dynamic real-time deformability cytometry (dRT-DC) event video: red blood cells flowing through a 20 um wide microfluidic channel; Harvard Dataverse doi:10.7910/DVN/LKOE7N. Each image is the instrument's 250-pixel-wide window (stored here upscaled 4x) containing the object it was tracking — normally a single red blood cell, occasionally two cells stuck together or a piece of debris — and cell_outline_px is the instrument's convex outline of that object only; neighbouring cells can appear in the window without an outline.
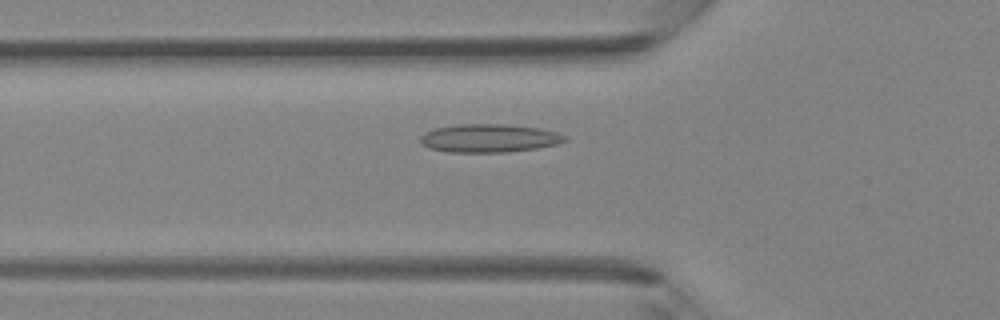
{"species": "Egyptian fruit bat (a non-hibernating species)", "species_latin": "Rousettus aegyptiacus", "temperature_condition": "room temperature", "stored_images_in_passage": 42, "camera_frame_rate_fps": 3000, "um_per_image_px": 0.085, "animal": {"sex": "female"}, "frame": {"image": 1, "passage_image": 14, "time_ms": 4.333, "image_size_px": [1000, 320], "cell_outline_px": [[568, 140], [556, 144], [536, 148], [508, 152], [448, 152], [428, 148], [420, 140], [420, 136], [424, 132], [436, 128], [460, 124], [508, 124], [536, 128], [556, 132], [568, 136]], "centroid_in_image_um": [41.58, 11.75], "position_along_channel_um": 84.2, "area_um2": 23.76}}
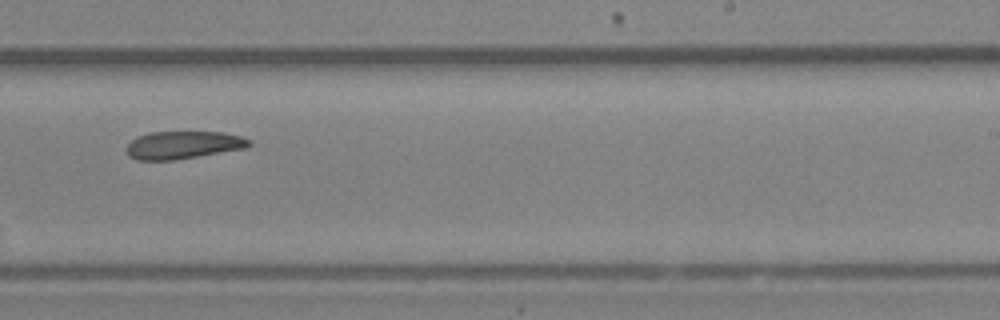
{"frame": {"image": 2, "passage_image": 26, "time_ms": 8.333, "image_size_px": [1000, 320], "cell_outline_px": [[252, 144], [244, 148], [172, 160], [136, 160], [128, 156], [128, 144], [136, 136], [152, 132], [224, 132], [240, 136], [252, 140]], "centroid_in_image_um": [15.56, 12.31], "position_along_channel_um": 273.4, "area_um2": 19.59}}
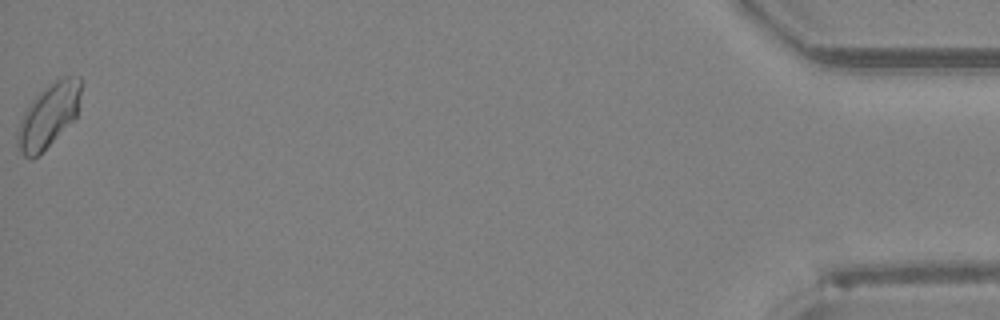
{"frame": {"image": 3, "passage_image": 42, "time_ms": 13.667, "image_size_px": [1000, 320], "cell_outline_px": [[80, 92], [76, 116], [32, 160], [28, 160], [24, 156], [16, 144], [16, 132], [20, 120], [24, 112], [32, 100], [48, 84], [64, 76], [80, 76]], "centroid_in_image_um": [4.08, 9.81], "position_along_channel_um": 431.1, "area_um2": 22.95}}